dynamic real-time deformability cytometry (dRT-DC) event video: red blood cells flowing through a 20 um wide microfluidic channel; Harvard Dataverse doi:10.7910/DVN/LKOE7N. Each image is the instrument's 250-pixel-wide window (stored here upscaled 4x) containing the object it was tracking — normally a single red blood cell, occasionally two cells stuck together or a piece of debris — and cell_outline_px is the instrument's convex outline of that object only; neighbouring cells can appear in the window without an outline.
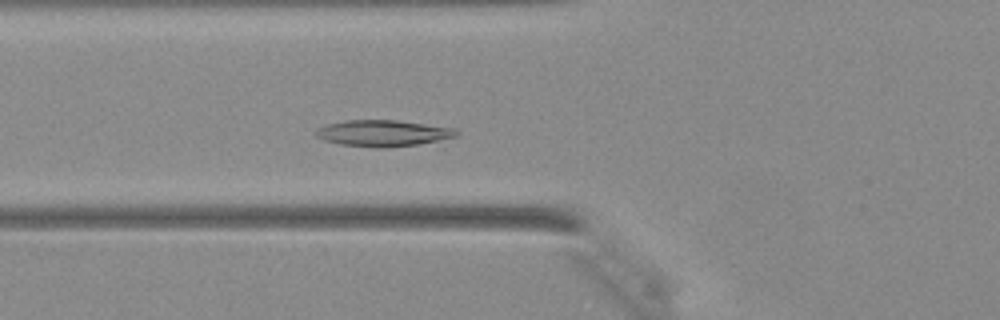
{"species": "Egyptian fruit bat (a non-hibernating species)", "species_latin": "Rousettus aegyptiacus", "temperature_condition": "warm", "stored_images_in_passage": 41, "camera_frame_rate_fps": 3000, "um_per_image_px": 0.085, "animal": {"sex": "female"}, "frame": {"image": 1, "passage_image": 14, "time_ms": 4.333, "image_size_px": [1000, 320], "cell_outline_px": [[460, 132], [456, 136], [416, 144], [384, 148], [376, 148], [340, 144], [324, 140], [316, 136], [316, 132], [320, 128], [328, 124], [344, 120], [396, 120], [452, 128]], "centroid_in_image_um": [32.52, 11.32], "position_along_channel_um": 93.3, "area_um2": 21.1}}
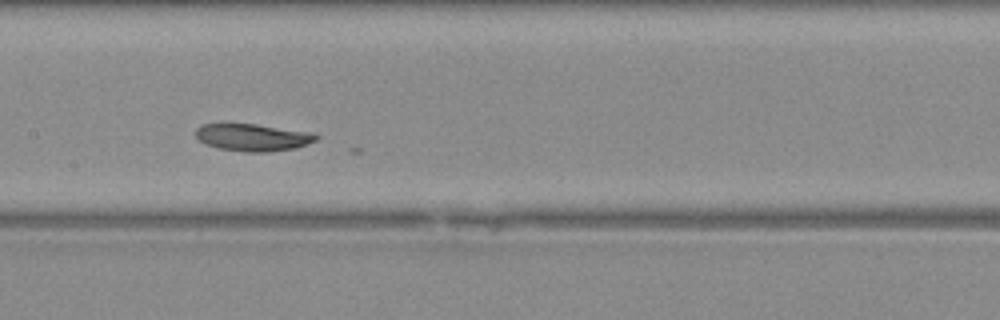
{"frame": {"image": 2, "passage_image": 20, "time_ms": 6.333, "image_size_px": [1000, 320], "cell_outline_px": [[320, 136], [316, 140], [308, 144], [296, 148], [268, 152], [244, 152], [220, 148], [204, 144], [196, 136], [196, 128], [200, 124], [256, 124], [316, 132]], "centroid_in_image_um": [21.55, 11.67], "position_along_channel_um": 185.9, "area_um2": 19.36}}
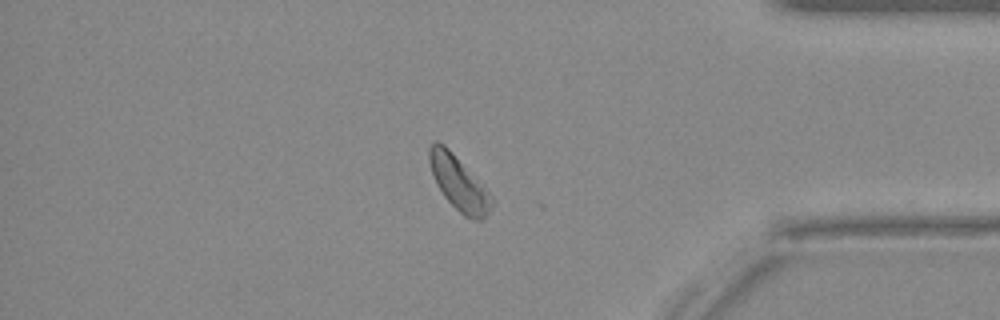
{"frame": {"image": 3, "passage_image": 35, "time_ms": 11.333, "image_size_px": [1000, 320], "cell_outline_px": [[496, 200], [488, 212], [480, 220], [472, 220], [464, 216], [444, 196], [436, 184], [428, 160], [428, 148], [436, 140], [444, 144], [484, 184]], "centroid_in_image_um": [39.02, 15.56], "position_along_channel_um": 396.2, "area_um2": 19.83}}